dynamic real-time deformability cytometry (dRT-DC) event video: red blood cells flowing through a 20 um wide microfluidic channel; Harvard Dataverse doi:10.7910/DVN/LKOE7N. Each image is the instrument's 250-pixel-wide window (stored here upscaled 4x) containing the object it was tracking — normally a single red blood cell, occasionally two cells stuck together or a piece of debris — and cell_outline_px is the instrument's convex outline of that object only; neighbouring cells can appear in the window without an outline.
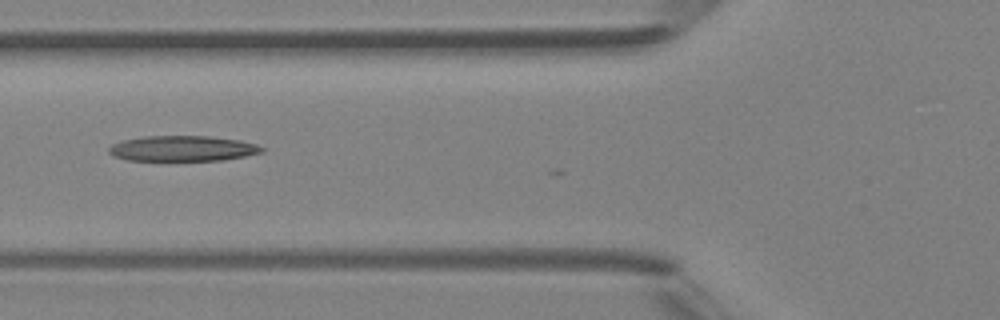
{"species": "Egyptian fruit bat (a non-hibernating species)", "species_latin": "Rousettus aegyptiacus", "temperature_condition": "room temperature", "stored_images_in_passage": 5, "camera_frame_rate_fps": 3000, "um_per_image_px": 0.085, "animal": {"sex": "female"}, "frame": {"image": 1, "passage_image": 4, "time_ms": 4.333, "image_size_px": [1000, 320], "cell_outline_px": [[264, 152], [224, 160], [128, 160], [112, 156], [108, 152], [108, 148], [112, 144], [124, 140], [144, 136], [208, 136], [240, 140], [256, 144], [264, 148]], "centroid_in_image_um": [15.52, 12.62], "position_along_channel_um": 110.3, "area_um2": 22.66}}